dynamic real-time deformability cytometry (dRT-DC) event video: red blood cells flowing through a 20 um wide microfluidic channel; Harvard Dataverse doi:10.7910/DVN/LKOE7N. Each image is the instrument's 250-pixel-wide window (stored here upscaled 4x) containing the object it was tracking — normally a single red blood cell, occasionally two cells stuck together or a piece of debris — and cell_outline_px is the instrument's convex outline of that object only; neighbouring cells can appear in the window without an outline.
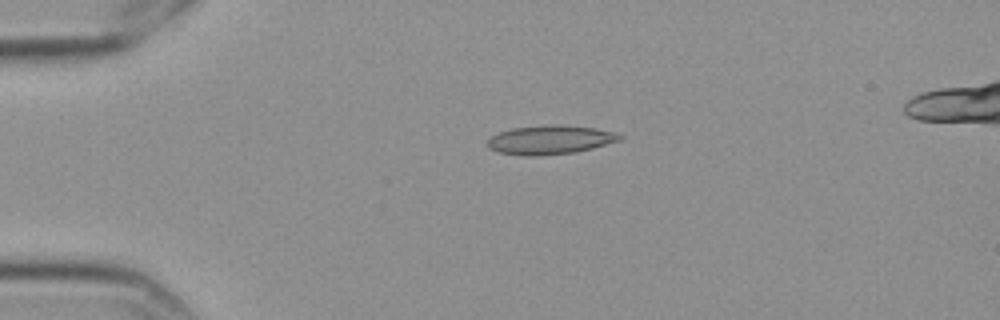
{"species": "Egyptian fruit bat (a non-hibernating species)", "species_latin": "Rousettus aegyptiacus", "temperature_condition": "cold", "stored_images_in_passage": 6, "camera_frame_rate_fps": 3000, "um_per_image_px": 0.085, "frame": {"image": 1, "passage_image": 4, "time_ms": 1.0, "image_size_px": [1000, 320], "cell_outline_px": [[624, 136], [620, 140], [592, 148], [576, 152], [532, 156], [528, 156], [500, 152], [488, 148], [488, 140], [492, 136], [500, 132], [512, 128], [556, 124], [596, 128], [616, 132]], "centroid_in_image_um": [46.79, 11.88], "position_along_channel_um": 38.2, "area_um2": 22.08}}